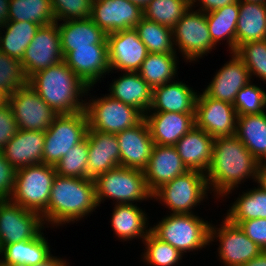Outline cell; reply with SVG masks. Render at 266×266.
<instances>
[{"instance_id": "ba28073f", "label": "cell", "mask_w": 266, "mask_h": 266, "mask_svg": "<svg viewBox=\"0 0 266 266\" xmlns=\"http://www.w3.org/2000/svg\"><path fill=\"white\" fill-rule=\"evenodd\" d=\"M85 112L88 118V130L117 134L138 124L144 116L134 107L111 98L86 96ZM88 101V102H87Z\"/></svg>"}, {"instance_id": "5b68a950", "label": "cell", "mask_w": 266, "mask_h": 266, "mask_svg": "<svg viewBox=\"0 0 266 266\" xmlns=\"http://www.w3.org/2000/svg\"><path fill=\"white\" fill-rule=\"evenodd\" d=\"M94 182L98 207L106 199H112L113 205L153 200L144 171L140 169L117 166L98 175Z\"/></svg>"}, {"instance_id": "8fae6325", "label": "cell", "mask_w": 266, "mask_h": 266, "mask_svg": "<svg viewBox=\"0 0 266 266\" xmlns=\"http://www.w3.org/2000/svg\"><path fill=\"white\" fill-rule=\"evenodd\" d=\"M218 226L211 222L210 244L219 242L217 257L224 266H241L263 251L238 225L225 217Z\"/></svg>"}, {"instance_id": "11a10c76", "label": "cell", "mask_w": 266, "mask_h": 266, "mask_svg": "<svg viewBox=\"0 0 266 266\" xmlns=\"http://www.w3.org/2000/svg\"><path fill=\"white\" fill-rule=\"evenodd\" d=\"M129 2H132L133 4H136L140 6L142 9L151 1V0H128Z\"/></svg>"}, {"instance_id": "680465c9", "label": "cell", "mask_w": 266, "mask_h": 266, "mask_svg": "<svg viewBox=\"0 0 266 266\" xmlns=\"http://www.w3.org/2000/svg\"><path fill=\"white\" fill-rule=\"evenodd\" d=\"M0 266H9V265H6V264L0 262Z\"/></svg>"}, {"instance_id": "277c9868", "label": "cell", "mask_w": 266, "mask_h": 266, "mask_svg": "<svg viewBox=\"0 0 266 266\" xmlns=\"http://www.w3.org/2000/svg\"><path fill=\"white\" fill-rule=\"evenodd\" d=\"M155 224L151 226V232L183 255L210 246L211 223L195 213H167Z\"/></svg>"}, {"instance_id": "cb8c5ba5", "label": "cell", "mask_w": 266, "mask_h": 266, "mask_svg": "<svg viewBox=\"0 0 266 266\" xmlns=\"http://www.w3.org/2000/svg\"><path fill=\"white\" fill-rule=\"evenodd\" d=\"M197 96L198 92L178 78L152 89L148 112L195 113Z\"/></svg>"}, {"instance_id": "7bdbcfd3", "label": "cell", "mask_w": 266, "mask_h": 266, "mask_svg": "<svg viewBox=\"0 0 266 266\" xmlns=\"http://www.w3.org/2000/svg\"><path fill=\"white\" fill-rule=\"evenodd\" d=\"M27 84L21 62L0 51V92L8 97Z\"/></svg>"}, {"instance_id": "e0dca14e", "label": "cell", "mask_w": 266, "mask_h": 266, "mask_svg": "<svg viewBox=\"0 0 266 266\" xmlns=\"http://www.w3.org/2000/svg\"><path fill=\"white\" fill-rule=\"evenodd\" d=\"M106 34L134 29L143 9L128 0H93L89 17Z\"/></svg>"}, {"instance_id": "f5cc1de1", "label": "cell", "mask_w": 266, "mask_h": 266, "mask_svg": "<svg viewBox=\"0 0 266 266\" xmlns=\"http://www.w3.org/2000/svg\"><path fill=\"white\" fill-rule=\"evenodd\" d=\"M9 1L0 0V27L8 21Z\"/></svg>"}, {"instance_id": "d6986e66", "label": "cell", "mask_w": 266, "mask_h": 266, "mask_svg": "<svg viewBox=\"0 0 266 266\" xmlns=\"http://www.w3.org/2000/svg\"><path fill=\"white\" fill-rule=\"evenodd\" d=\"M230 57L229 61L216 70L212 81L202 92L207 97L233 104L239 90L252 80L242 59L235 52H230Z\"/></svg>"}, {"instance_id": "f35d334b", "label": "cell", "mask_w": 266, "mask_h": 266, "mask_svg": "<svg viewBox=\"0 0 266 266\" xmlns=\"http://www.w3.org/2000/svg\"><path fill=\"white\" fill-rule=\"evenodd\" d=\"M190 7V0H151L143 9V17L172 29Z\"/></svg>"}, {"instance_id": "8d00e7d4", "label": "cell", "mask_w": 266, "mask_h": 266, "mask_svg": "<svg viewBox=\"0 0 266 266\" xmlns=\"http://www.w3.org/2000/svg\"><path fill=\"white\" fill-rule=\"evenodd\" d=\"M8 21H27L40 26L55 23L51 0H10Z\"/></svg>"}, {"instance_id": "4fadbf2b", "label": "cell", "mask_w": 266, "mask_h": 266, "mask_svg": "<svg viewBox=\"0 0 266 266\" xmlns=\"http://www.w3.org/2000/svg\"><path fill=\"white\" fill-rule=\"evenodd\" d=\"M18 129L45 132L58 115L28 84L7 97Z\"/></svg>"}, {"instance_id": "9a60e30c", "label": "cell", "mask_w": 266, "mask_h": 266, "mask_svg": "<svg viewBox=\"0 0 266 266\" xmlns=\"http://www.w3.org/2000/svg\"><path fill=\"white\" fill-rule=\"evenodd\" d=\"M237 112L233 104L198 93L195 104V126L213 138L236 134Z\"/></svg>"}, {"instance_id": "836d02e7", "label": "cell", "mask_w": 266, "mask_h": 266, "mask_svg": "<svg viewBox=\"0 0 266 266\" xmlns=\"http://www.w3.org/2000/svg\"><path fill=\"white\" fill-rule=\"evenodd\" d=\"M179 53H148L138 71L142 79L153 89L178 77Z\"/></svg>"}, {"instance_id": "816d5d0a", "label": "cell", "mask_w": 266, "mask_h": 266, "mask_svg": "<svg viewBox=\"0 0 266 266\" xmlns=\"http://www.w3.org/2000/svg\"><path fill=\"white\" fill-rule=\"evenodd\" d=\"M256 183L257 186L266 192V161L259 164Z\"/></svg>"}, {"instance_id": "f546056e", "label": "cell", "mask_w": 266, "mask_h": 266, "mask_svg": "<svg viewBox=\"0 0 266 266\" xmlns=\"http://www.w3.org/2000/svg\"><path fill=\"white\" fill-rule=\"evenodd\" d=\"M42 231L36 238L23 240L0 249V262L9 266H34L51 254L48 239Z\"/></svg>"}, {"instance_id": "7dc6e473", "label": "cell", "mask_w": 266, "mask_h": 266, "mask_svg": "<svg viewBox=\"0 0 266 266\" xmlns=\"http://www.w3.org/2000/svg\"><path fill=\"white\" fill-rule=\"evenodd\" d=\"M16 169L0 151V200L10 199L12 196Z\"/></svg>"}, {"instance_id": "44dd1931", "label": "cell", "mask_w": 266, "mask_h": 266, "mask_svg": "<svg viewBox=\"0 0 266 266\" xmlns=\"http://www.w3.org/2000/svg\"><path fill=\"white\" fill-rule=\"evenodd\" d=\"M143 171L147 186L153 193L175 177L185 174L188 169L175 146L155 144L148 165Z\"/></svg>"}, {"instance_id": "bcb514c9", "label": "cell", "mask_w": 266, "mask_h": 266, "mask_svg": "<svg viewBox=\"0 0 266 266\" xmlns=\"http://www.w3.org/2000/svg\"><path fill=\"white\" fill-rule=\"evenodd\" d=\"M17 123L10 105L6 102L0 107V151L15 136Z\"/></svg>"}, {"instance_id": "6da1fadb", "label": "cell", "mask_w": 266, "mask_h": 266, "mask_svg": "<svg viewBox=\"0 0 266 266\" xmlns=\"http://www.w3.org/2000/svg\"><path fill=\"white\" fill-rule=\"evenodd\" d=\"M259 164L236 135L214 138L211 165L205 173L214 199L229 198L246 179L256 183Z\"/></svg>"}, {"instance_id": "7402d4cb", "label": "cell", "mask_w": 266, "mask_h": 266, "mask_svg": "<svg viewBox=\"0 0 266 266\" xmlns=\"http://www.w3.org/2000/svg\"><path fill=\"white\" fill-rule=\"evenodd\" d=\"M86 138L88 178L95 179L98 175L120 166V148L116 134L88 130Z\"/></svg>"}, {"instance_id": "db71d44e", "label": "cell", "mask_w": 266, "mask_h": 266, "mask_svg": "<svg viewBox=\"0 0 266 266\" xmlns=\"http://www.w3.org/2000/svg\"><path fill=\"white\" fill-rule=\"evenodd\" d=\"M241 266H266V250Z\"/></svg>"}, {"instance_id": "ffe728a7", "label": "cell", "mask_w": 266, "mask_h": 266, "mask_svg": "<svg viewBox=\"0 0 266 266\" xmlns=\"http://www.w3.org/2000/svg\"><path fill=\"white\" fill-rule=\"evenodd\" d=\"M116 137L120 148V166L144 170L155 145L145 119L117 133Z\"/></svg>"}, {"instance_id": "d590c367", "label": "cell", "mask_w": 266, "mask_h": 266, "mask_svg": "<svg viewBox=\"0 0 266 266\" xmlns=\"http://www.w3.org/2000/svg\"><path fill=\"white\" fill-rule=\"evenodd\" d=\"M226 212V219L238 225L241 221L266 218V192L259 186L248 188L238 195Z\"/></svg>"}, {"instance_id": "60d3db41", "label": "cell", "mask_w": 266, "mask_h": 266, "mask_svg": "<svg viewBox=\"0 0 266 266\" xmlns=\"http://www.w3.org/2000/svg\"><path fill=\"white\" fill-rule=\"evenodd\" d=\"M88 140L73 146L54 166L56 174L64 177L88 178Z\"/></svg>"}, {"instance_id": "74e56055", "label": "cell", "mask_w": 266, "mask_h": 266, "mask_svg": "<svg viewBox=\"0 0 266 266\" xmlns=\"http://www.w3.org/2000/svg\"><path fill=\"white\" fill-rule=\"evenodd\" d=\"M134 29L149 53H176L170 27L143 17Z\"/></svg>"}, {"instance_id": "9c48e42d", "label": "cell", "mask_w": 266, "mask_h": 266, "mask_svg": "<svg viewBox=\"0 0 266 266\" xmlns=\"http://www.w3.org/2000/svg\"><path fill=\"white\" fill-rule=\"evenodd\" d=\"M88 128L85 111L57 115L45 131L43 163L55 166L73 146L86 138Z\"/></svg>"}, {"instance_id": "f1b7e54d", "label": "cell", "mask_w": 266, "mask_h": 266, "mask_svg": "<svg viewBox=\"0 0 266 266\" xmlns=\"http://www.w3.org/2000/svg\"><path fill=\"white\" fill-rule=\"evenodd\" d=\"M56 23L60 35L61 51L64 57L70 51L77 48L107 43V34L90 18Z\"/></svg>"}, {"instance_id": "e575fe53", "label": "cell", "mask_w": 266, "mask_h": 266, "mask_svg": "<svg viewBox=\"0 0 266 266\" xmlns=\"http://www.w3.org/2000/svg\"><path fill=\"white\" fill-rule=\"evenodd\" d=\"M39 28L40 25L33 22L7 21L0 27V51L21 61Z\"/></svg>"}, {"instance_id": "30bf717a", "label": "cell", "mask_w": 266, "mask_h": 266, "mask_svg": "<svg viewBox=\"0 0 266 266\" xmlns=\"http://www.w3.org/2000/svg\"><path fill=\"white\" fill-rule=\"evenodd\" d=\"M172 30L175 52L182 55L184 62H197L216 50L210 37L206 13L202 11L190 7Z\"/></svg>"}, {"instance_id": "4316f807", "label": "cell", "mask_w": 266, "mask_h": 266, "mask_svg": "<svg viewBox=\"0 0 266 266\" xmlns=\"http://www.w3.org/2000/svg\"><path fill=\"white\" fill-rule=\"evenodd\" d=\"M111 214V226L116 237L122 242L133 239L143 240L151 232L148 215L138 204H115ZM149 225V226H148ZM149 227V228H148Z\"/></svg>"}, {"instance_id": "2e32d148", "label": "cell", "mask_w": 266, "mask_h": 266, "mask_svg": "<svg viewBox=\"0 0 266 266\" xmlns=\"http://www.w3.org/2000/svg\"><path fill=\"white\" fill-rule=\"evenodd\" d=\"M108 60L111 74L115 71L138 72L148 55L147 47L135 29L107 34Z\"/></svg>"}, {"instance_id": "d4e9b609", "label": "cell", "mask_w": 266, "mask_h": 266, "mask_svg": "<svg viewBox=\"0 0 266 266\" xmlns=\"http://www.w3.org/2000/svg\"><path fill=\"white\" fill-rule=\"evenodd\" d=\"M213 145L214 138L194 126L174 146L188 170L205 174L211 165Z\"/></svg>"}, {"instance_id": "7a4b0ae2", "label": "cell", "mask_w": 266, "mask_h": 266, "mask_svg": "<svg viewBox=\"0 0 266 266\" xmlns=\"http://www.w3.org/2000/svg\"><path fill=\"white\" fill-rule=\"evenodd\" d=\"M97 207L94 179L56 174L47 209L41 216L45 226L52 229L79 222Z\"/></svg>"}, {"instance_id": "7c38bea8", "label": "cell", "mask_w": 266, "mask_h": 266, "mask_svg": "<svg viewBox=\"0 0 266 266\" xmlns=\"http://www.w3.org/2000/svg\"><path fill=\"white\" fill-rule=\"evenodd\" d=\"M45 228L40 214L10 199L0 200V249L5 245L34 239Z\"/></svg>"}, {"instance_id": "603a6c76", "label": "cell", "mask_w": 266, "mask_h": 266, "mask_svg": "<svg viewBox=\"0 0 266 266\" xmlns=\"http://www.w3.org/2000/svg\"><path fill=\"white\" fill-rule=\"evenodd\" d=\"M195 113L147 112L144 119L155 144L174 146L195 126Z\"/></svg>"}, {"instance_id": "1f68e13d", "label": "cell", "mask_w": 266, "mask_h": 266, "mask_svg": "<svg viewBox=\"0 0 266 266\" xmlns=\"http://www.w3.org/2000/svg\"><path fill=\"white\" fill-rule=\"evenodd\" d=\"M259 161H266V111L237 116L236 134Z\"/></svg>"}, {"instance_id": "f6af8a7d", "label": "cell", "mask_w": 266, "mask_h": 266, "mask_svg": "<svg viewBox=\"0 0 266 266\" xmlns=\"http://www.w3.org/2000/svg\"><path fill=\"white\" fill-rule=\"evenodd\" d=\"M93 0H51L55 22L90 17Z\"/></svg>"}, {"instance_id": "d6a6232c", "label": "cell", "mask_w": 266, "mask_h": 266, "mask_svg": "<svg viewBox=\"0 0 266 266\" xmlns=\"http://www.w3.org/2000/svg\"><path fill=\"white\" fill-rule=\"evenodd\" d=\"M239 2L207 12L206 20L212 42L217 46L226 41L229 53L236 51V25Z\"/></svg>"}, {"instance_id": "681fc988", "label": "cell", "mask_w": 266, "mask_h": 266, "mask_svg": "<svg viewBox=\"0 0 266 266\" xmlns=\"http://www.w3.org/2000/svg\"><path fill=\"white\" fill-rule=\"evenodd\" d=\"M190 2L192 8L196 9V7L199 6V8L196 10L207 13L222 8L226 5L238 3L239 1L238 0H190Z\"/></svg>"}, {"instance_id": "ab89813d", "label": "cell", "mask_w": 266, "mask_h": 266, "mask_svg": "<svg viewBox=\"0 0 266 266\" xmlns=\"http://www.w3.org/2000/svg\"><path fill=\"white\" fill-rule=\"evenodd\" d=\"M142 243L145 249L141 253V261L145 264L150 266H176L181 263L183 254L172 245L157 238L152 232Z\"/></svg>"}, {"instance_id": "ee69618b", "label": "cell", "mask_w": 266, "mask_h": 266, "mask_svg": "<svg viewBox=\"0 0 266 266\" xmlns=\"http://www.w3.org/2000/svg\"><path fill=\"white\" fill-rule=\"evenodd\" d=\"M233 106L238 116L263 113L266 110V91L250 81L239 90Z\"/></svg>"}, {"instance_id": "4dcf8cb0", "label": "cell", "mask_w": 266, "mask_h": 266, "mask_svg": "<svg viewBox=\"0 0 266 266\" xmlns=\"http://www.w3.org/2000/svg\"><path fill=\"white\" fill-rule=\"evenodd\" d=\"M266 40V4L239 2L236 49L251 41Z\"/></svg>"}, {"instance_id": "b9f144b4", "label": "cell", "mask_w": 266, "mask_h": 266, "mask_svg": "<svg viewBox=\"0 0 266 266\" xmlns=\"http://www.w3.org/2000/svg\"><path fill=\"white\" fill-rule=\"evenodd\" d=\"M235 53L249 70L251 79L255 76L266 84V40L242 44Z\"/></svg>"}, {"instance_id": "8992f818", "label": "cell", "mask_w": 266, "mask_h": 266, "mask_svg": "<svg viewBox=\"0 0 266 266\" xmlns=\"http://www.w3.org/2000/svg\"><path fill=\"white\" fill-rule=\"evenodd\" d=\"M206 176L197 170H188L152 193V199L169 209L170 214H191L195 207L208 199Z\"/></svg>"}, {"instance_id": "6f0895ef", "label": "cell", "mask_w": 266, "mask_h": 266, "mask_svg": "<svg viewBox=\"0 0 266 266\" xmlns=\"http://www.w3.org/2000/svg\"><path fill=\"white\" fill-rule=\"evenodd\" d=\"M7 102V97L0 92V107Z\"/></svg>"}, {"instance_id": "52a82bcc", "label": "cell", "mask_w": 266, "mask_h": 266, "mask_svg": "<svg viewBox=\"0 0 266 266\" xmlns=\"http://www.w3.org/2000/svg\"><path fill=\"white\" fill-rule=\"evenodd\" d=\"M55 176L54 166L45 163L17 169L10 200L42 215L47 209Z\"/></svg>"}, {"instance_id": "c3c4849f", "label": "cell", "mask_w": 266, "mask_h": 266, "mask_svg": "<svg viewBox=\"0 0 266 266\" xmlns=\"http://www.w3.org/2000/svg\"><path fill=\"white\" fill-rule=\"evenodd\" d=\"M238 226L253 242L266 250V218L241 221Z\"/></svg>"}, {"instance_id": "f907efd6", "label": "cell", "mask_w": 266, "mask_h": 266, "mask_svg": "<svg viewBox=\"0 0 266 266\" xmlns=\"http://www.w3.org/2000/svg\"><path fill=\"white\" fill-rule=\"evenodd\" d=\"M68 259L60 258L59 256H54L51 254L43 262L38 263L34 266H70L69 262H66Z\"/></svg>"}, {"instance_id": "83f0119b", "label": "cell", "mask_w": 266, "mask_h": 266, "mask_svg": "<svg viewBox=\"0 0 266 266\" xmlns=\"http://www.w3.org/2000/svg\"><path fill=\"white\" fill-rule=\"evenodd\" d=\"M108 91L111 98L136 108L143 116L151 106L152 88L138 72H122L119 78L112 80Z\"/></svg>"}, {"instance_id": "3957f363", "label": "cell", "mask_w": 266, "mask_h": 266, "mask_svg": "<svg viewBox=\"0 0 266 266\" xmlns=\"http://www.w3.org/2000/svg\"><path fill=\"white\" fill-rule=\"evenodd\" d=\"M28 85L58 115L85 111V96L90 95L89 91L94 88L74 74L64 60L33 74Z\"/></svg>"}, {"instance_id": "9f6ffc18", "label": "cell", "mask_w": 266, "mask_h": 266, "mask_svg": "<svg viewBox=\"0 0 266 266\" xmlns=\"http://www.w3.org/2000/svg\"><path fill=\"white\" fill-rule=\"evenodd\" d=\"M239 2H245V3H260V4H266V0H238Z\"/></svg>"}, {"instance_id": "484cf974", "label": "cell", "mask_w": 266, "mask_h": 266, "mask_svg": "<svg viewBox=\"0 0 266 266\" xmlns=\"http://www.w3.org/2000/svg\"><path fill=\"white\" fill-rule=\"evenodd\" d=\"M45 132L18 129L2 150L4 157L17 170L43 163Z\"/></svg>"}, {"instance_id": "5bb4252c", "label": "cell", "mask_w": 266, "mask_h": 266, "mask_svg": "<svg viewBox=\"0 0 266 266\" xmlns=\"http://www.w3.org/2000/svg\"><path fill=\"white\" fill-rule=\"evenodd\" d=\"M62 60L64 56L61 51L58 26L55 22L40 26L20 62L25 76L29 79L33 74L56 65Z\"/></svg>"}, {"instance_id": "ac0fdd59", "label": "cell", "mask_w": 266, "mask_h": 266, "mask_svg": "<svg viewBox=\"0 0 266 266\" xmlns=\"http://www.w3.org/2000/svg\"><path fill=\"white\" fill-rule=\"evenodd\" d=\"M64 61L89 87H94L110 73L107 43L72 50L64 57Z\"/></svg>"}]
</instances>
